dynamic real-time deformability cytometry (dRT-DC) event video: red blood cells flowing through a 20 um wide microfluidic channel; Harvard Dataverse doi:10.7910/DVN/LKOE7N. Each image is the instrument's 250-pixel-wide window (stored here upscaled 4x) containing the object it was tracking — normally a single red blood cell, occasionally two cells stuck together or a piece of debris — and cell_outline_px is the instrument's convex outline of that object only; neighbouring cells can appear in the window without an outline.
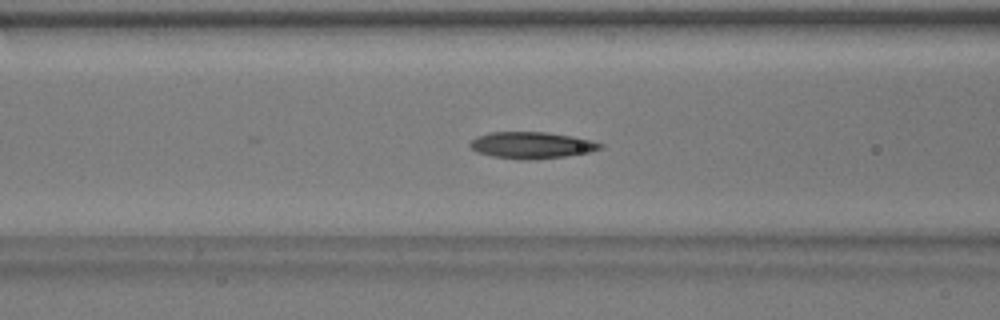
{"species": "common noctule bat (a hibernating species)", "species_latin": "Nyctalus noctula", "temperature_condition": "warm", "stored_images_in_passage": 45, "camera_frame_rate_fps": 3000, "um_per_image_px": 0.085, "animal": {"sex": "male", "body_mass_g": 17.9}, "frame": {"image": 1, "passage_image": 20, "time_ms": 6.333, "image_size_px": [1000, 320], "cell_outline_px": [[604, 148], [588, 152], [564, 156], [520, 160], [492, 156], [476, 152], [468, 144], [476, 136], [488, 132], [548, 132], [572, 136], [604, 144]], "centroid_in_image_um": [45.15, 12.33], "position_along_channel_um": 121.5, "area_um2": 20.06}}
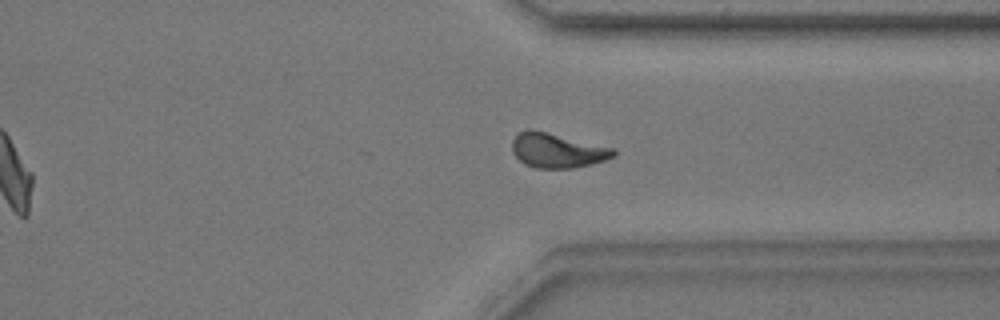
{"frame": {"image": 2, "passage_image": 39, "time_ms": 12.667, "image_size_px": [1000, 320], "cell_outline_px": [[616, 156], [592, 164], [572, 168], [536, 168], [524, 164], [512, 152], [512, 140], [520, 132], [528, 128], [532, 128], [616, 148]], "centroid_in_image_um": [47.38, 12.78], "position_along_channel_um": 364.0, "area_um2": 20.69}}
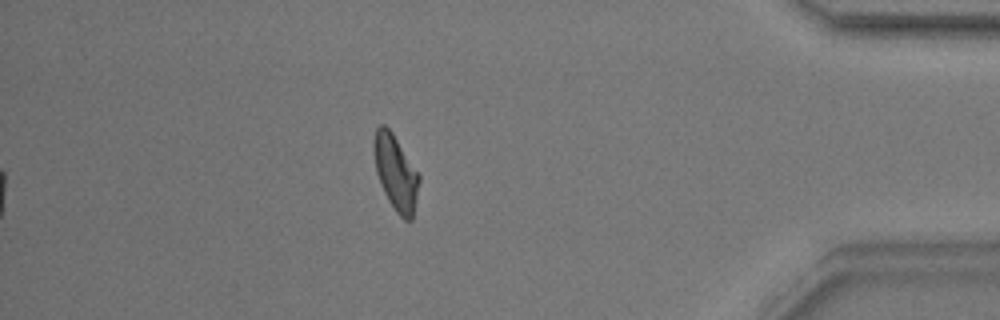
{"frame": {"image": 3, "passage_image": 45, "time_ms": 14.667, "image_size_px": [1000, 320], "cell_outline_px": [[420, 180], [412, 220], [404, 220], [396, 212], [388, 200], [380, 184], [376, 172], [372, 148], [372, 140], [376, 128], [380, 124], [384, 124], [392, 132], [420, 176]], "centroid_in_image_um": [33.6, 14.66], "position_along_channel_um": 401.6, "area_um2": 19.88}, "authors_computed_cell_mechanics": {"area_um2": 19.7676, "velocity_mm_per_s": 3.8315, "shape_relaxation_time_tau1_ms": 5.7462, "shape_relaxation_time_tau2_ms": 2.5591, "deformation_change_tau1": 0.2031, "deformation_change_tau2": 0.1114}}